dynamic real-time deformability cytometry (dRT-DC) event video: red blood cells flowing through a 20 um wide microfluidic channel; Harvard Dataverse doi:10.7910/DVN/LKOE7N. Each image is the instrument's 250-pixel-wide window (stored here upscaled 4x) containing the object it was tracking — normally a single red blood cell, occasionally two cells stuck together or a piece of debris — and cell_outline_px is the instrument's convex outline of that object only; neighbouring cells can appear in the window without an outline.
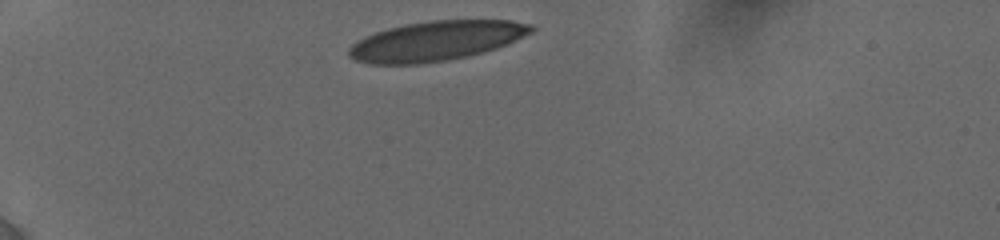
{"species": "human", "species_latin": "Homo sapiens", "temperature_condition": "cold", "stored_images_in_passage": 13, "camera_frame_rate_fps": 3000, "um_per_image_px": 0.085, "donor": {"sex": "female"}, "frame": {"image": 1, "passage_image": 1, "time_ms": 0.0, "image_size_px": [1000, 240], "cell_outline_px": [[536, 28], [532, 32], [496, 48], [448, 60], [420, 64], [372, 64], [356, 60], [348, 56], [348, 48], [356, 40], [364, 36], [388, 28], [404, 24], [432, 20], [512, 20], [532, 24]], "centroid_in_image_um": [37.03, 3.47], "position_along_channel_um": 48.0, "area_um2": 42.02}}
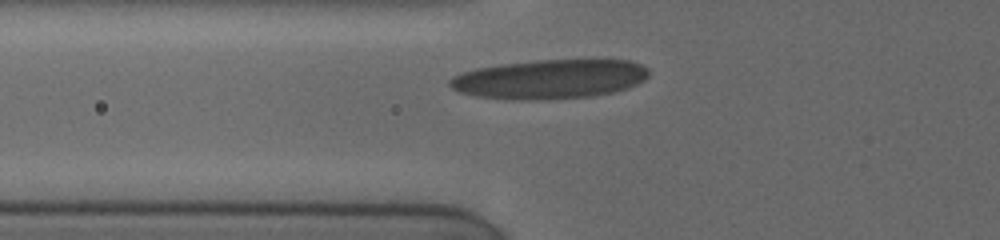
{"frame": {"image": 2, "passage_image": 8, "time_ms": 2.0, "image_size_px": [1000, 240], "cell_outline_px": [[648, 76], [644, 80], [628, 88], [612, 92], [592, 96], [476, 96], [460, 92], [452, 88], [448, 84], [448, 80], [452, 76], [476, 68], [504, 64], [536, 60], [592, 56], [596, 56], [628, 60], [640, 64], [648, 68]], "centroid_in_image_um": [46.88, 6.61], "position_along_channel_um": 78.9, "area_um2": 44.85}}